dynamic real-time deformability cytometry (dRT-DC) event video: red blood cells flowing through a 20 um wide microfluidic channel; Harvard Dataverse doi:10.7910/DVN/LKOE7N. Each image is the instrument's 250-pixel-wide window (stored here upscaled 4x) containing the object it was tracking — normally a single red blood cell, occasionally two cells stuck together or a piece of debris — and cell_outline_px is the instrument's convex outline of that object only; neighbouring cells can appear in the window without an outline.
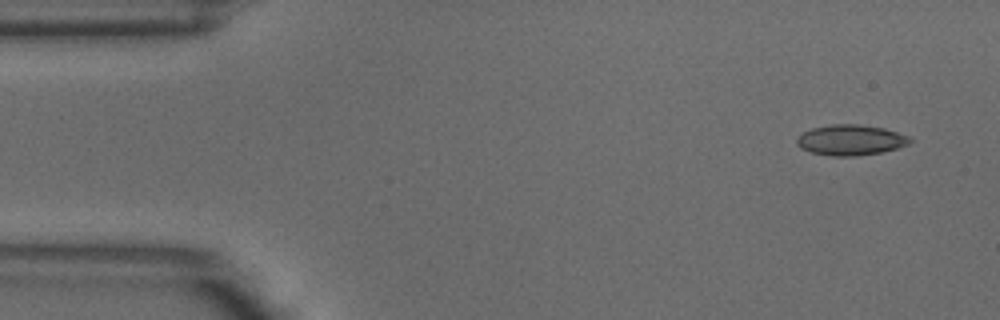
{"species": "common noctule bat (a hibernating species)", "species_latin": "Nyctalus noctula", "temperature_condition": "warm", "stored_images_in_passage": 4, "camera_frame_rate_fps": 3000, "um_per_image_px": 0.085, "animal": {"sex": "male", "body_mass_g": 18.8}, "frame": {"image": 1, "passage_image": 1, "time_ms": 0.0, "image_size_px": [1000, 320], "cell_outline_px": [[912, 140], [908, 144], [896, 148], [880, 152], [856, 156], [832, 156], [812, 152], [800, 148], [796, 144], [796, 136], [812, 128], [832, 124], [856, 124], [884, 128], [908, 136]], "centroid_in_image_um": [72.26, 11.9], "position_along_channel_um": 12.7, "area_um2": 20.0}}
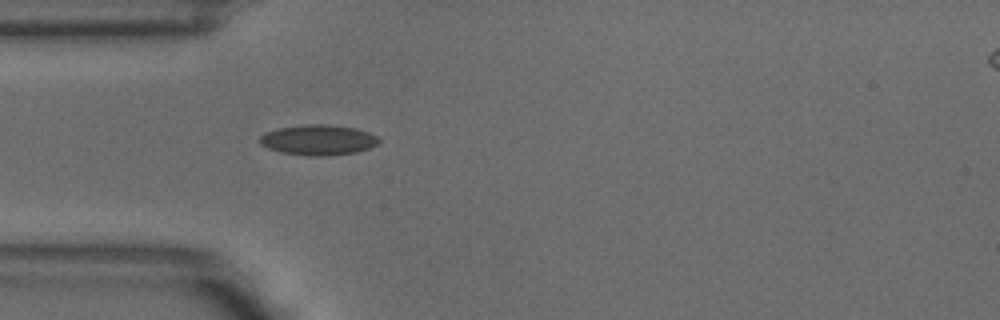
{"frame": {"image": 2, "passage_image": 4, "time_ms": 1.0, "image_size_px": [1000, 320], "cell_outline_px": [[380, 140], [376, 144], [368, 148], [356, 152], [328, 156], [316, 156], [280, 152], [268, 148], [260, 144], [260, 136], [264, 132], [276, 128], [308, 124], [328, 124], [356, 128], [368, 132], [376, 136]], "centroid_in_image_um": [27.02, 11.88], "position_along_channel_um": 58.0, "area_um2": 21.04}}